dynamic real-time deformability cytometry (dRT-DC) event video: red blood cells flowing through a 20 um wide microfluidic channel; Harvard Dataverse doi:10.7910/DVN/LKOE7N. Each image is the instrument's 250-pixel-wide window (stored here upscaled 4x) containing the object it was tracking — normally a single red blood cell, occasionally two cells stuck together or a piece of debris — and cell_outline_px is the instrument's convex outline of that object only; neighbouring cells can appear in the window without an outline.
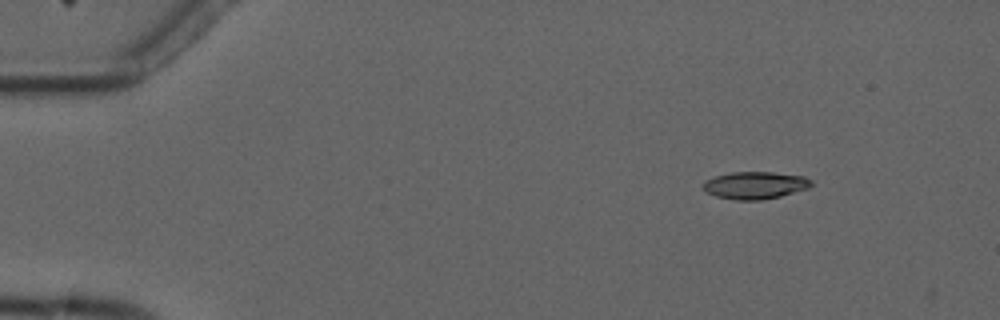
{"species": "common noctule bat (a hibernating species)", "species_latin": "Nyctalus noctula", "temperature_condition": "cold", "stored_images_in_passage": 4, "camera_frame_rate_fps": 3000, "um_per_image_px": 0.085, "animal": {"sex": "male", "forearm_length_mm": 52.5}, "frame": {"image": 1, "passage_image": 1, "time_ms": 0.0, "image_size_px": [1000, 320], "cell_outline_px": [[812, 184], [808, 188], [780, 196], [760, 200], [736, 200], [716, 196], [708, 192], [704, 188], [704, 184], [708, 180], [716, 176], [732, 172], [772, 172], [804, 176], [812, 180]], "centroid_in_image_um": [64.23, 15.74], "position_along_channel_um": 20.8, "area_um2": 16.94}}
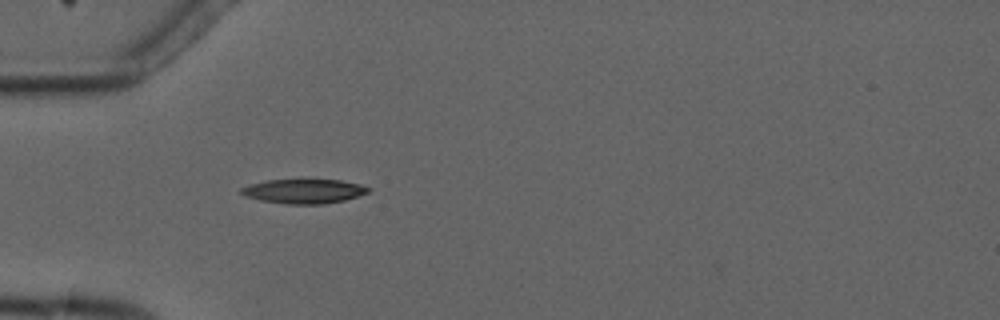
{"frame": {"image": 2, "passage_image": 4, "time_ms": 3.333, "image_size_px": [1000, 320], "cell_outline_px": [[372, 188], [368, 192], [344, 200], [324, 204], [288, 204], [260, 200], [244, 196], [240, 192], [240, 188], [248, 184], [268, 180], [300, 176], [304, 176], [340, 180], [360, 184]], "centroid_in_image_um": [25.8, 16.19], "position_along_channel_um": 59.2, "area_um2": 19.07}}